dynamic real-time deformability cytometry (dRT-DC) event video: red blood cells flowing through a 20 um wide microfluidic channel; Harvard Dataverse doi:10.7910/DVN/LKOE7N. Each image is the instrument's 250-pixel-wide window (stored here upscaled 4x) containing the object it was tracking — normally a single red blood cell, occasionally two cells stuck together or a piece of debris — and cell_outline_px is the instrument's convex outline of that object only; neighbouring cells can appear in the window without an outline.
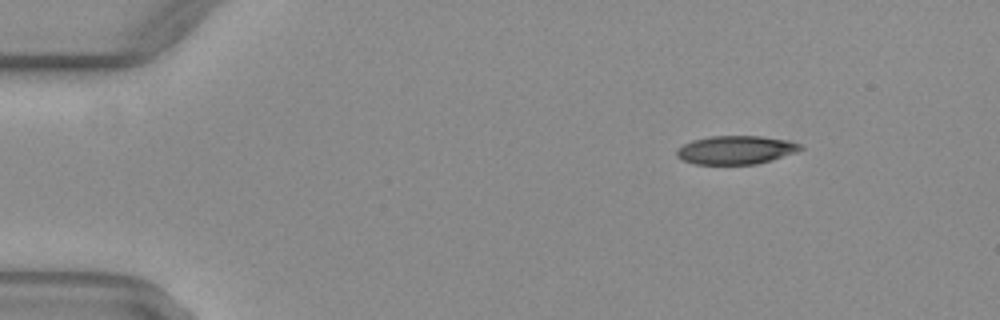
{"species": "common noctule bat (a hibernating species)", "species_latin": "Nyctalus noctula", "temperature_condition": "warm", "stored_images_in_passage": 45, "camera_frame_rate_fps": 3000, "um_per_image_px": 0.085, "animal": {"sex": "female", "body_mass_g": 29.2, "forearm_length_mm": 56.3}, "frame": {"image": 1, "passage_image": 1, "time_ms": 0.0, "image_size_px": [1000, 320], "cell_outline_px": [[804, 148], [796, 152], [756, 164], [696, 164], [684, 160], [676, 156], [676, 152], [684, 144], [692, 140], [712, 136], [760, 136], [788, 140], [800, 144]], "centroid_in_image_um": [62.55, 12.74], "position_along_channel_um": 22.4, "area_um2": 20.29}}
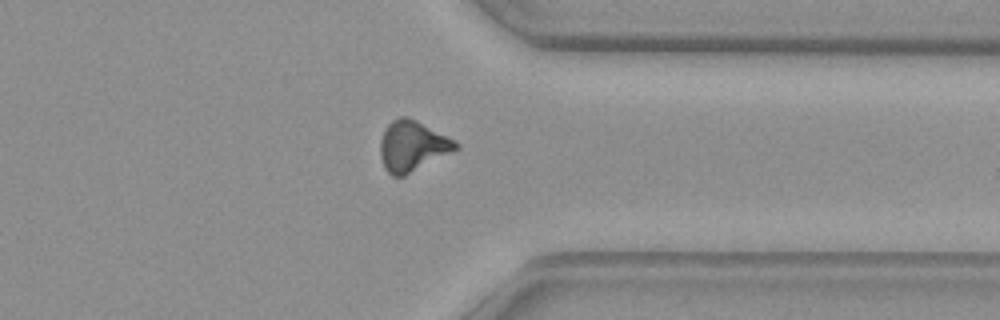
{"frame": {"image": 2, "passage_image": 34, "time_ms": 11.0, "image_size_px": [1000, 320], "cell_outline_px": [[460, 148], [404, 176], [392, 176], [384, 168], [380, 156], [380, 140], [384, 128], [392, 120], [400, 116], [408, 116], [456, 140], [460, 144]], "centroid_in_image_um": [35.05, 12.4], "position_along_channel_um": 376.4, "area_um2": 22.37}}
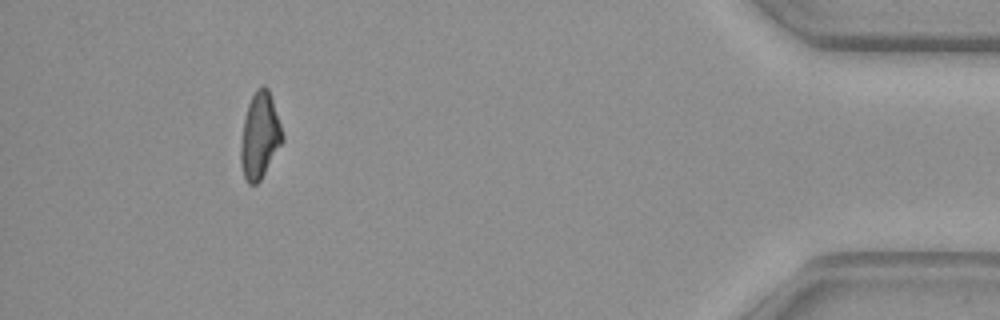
{"frame": {"image": 3, "passage_image": 41, "time_ms": 13.333, "image_size_px": [1000, 320], "cell_outline_px": [[284, 140], [260, 180], [256, 184], [248, 184], [244, 176], [240, 160], [240, 144], [244, 120], [248, 104], [256, 88], [264, 84], [268, 88], [284, 136]], "centroid_in_image_um": [22.07, 11.53], "position_along_channel_um": 413.1, "area_um2": 20.69}, "authors_computed_cell_mechanics": {"area_um2": 21.675, "velocity_mm_per_s": 4.094, "shape_relaxation_time_tau1_ms": 10.5904, "shape_relaxation_time_tau2_ms": 9.564, "deformation_change_tau1": 0.2471, "deformation_change_tau2": 0.224}}